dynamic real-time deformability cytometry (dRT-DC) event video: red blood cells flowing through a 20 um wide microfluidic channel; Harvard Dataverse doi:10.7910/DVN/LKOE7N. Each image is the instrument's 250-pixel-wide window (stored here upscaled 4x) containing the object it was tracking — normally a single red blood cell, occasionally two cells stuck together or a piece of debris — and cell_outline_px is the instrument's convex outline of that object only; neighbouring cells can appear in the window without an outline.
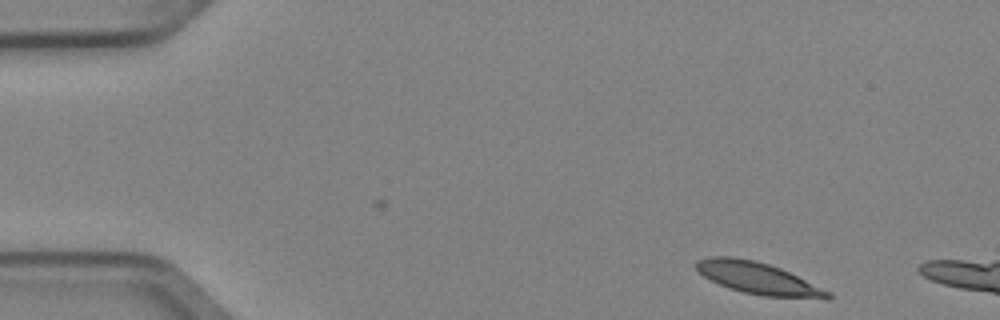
{"species": "Egyptian fruit bat (a non-hibernating species)", "species_latin": "Rousettus aegyptiacus", "temperature_condition": "cold", "stored_images_in_passage": 3, "camera_frame_rate_fps": 3000, "um_per_image_px": 0.085, "animal": {"sex": "female"}, "frame": {"image": 1, "passage_image": 1, "time_ms": 0.0, "image_size_px": [1000, 320], "cell_outline_px": [[832, 296], [828, 300], [764, 296], [744, 292], [728, 288], [704, 276], [696, 268], [696, 260], [712, 256], [732, 256], [752, 260], [768, 264], [780, 268], [832, 292]], "centroid_in_image_um": [64.49, 23.67], "position_along_channel_um": 20.5, "area_um2": 24.39}}